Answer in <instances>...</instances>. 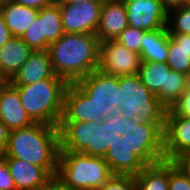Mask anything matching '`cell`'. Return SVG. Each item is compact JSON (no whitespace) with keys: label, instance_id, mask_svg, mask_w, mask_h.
Returning <instances> with one entry per match:
<instances>
[{"label":"cell","instance_id":"obj_1","mask_svg":"<svg viewBox=\"0 0 190 190\" xmlns=\"http://www.w3.org/2000/svg\"><path fill=\"white\" fill-rule=\"evenodd\" d=\"M59 151V127L34 122L10 131L7 147L0 155L43 167L55 178Z\"/></svg>","mask_w":190,"mask_h":190},{"label":"cell","instance_id":"obj_2","mask_svg":"<svg viewBox=\"0 0 190 190\" xmlns=\"http://www.w3.org/2000/svg\"><path fill=\"white\" fill-rule=\"evenodd\" d=\"M54 73L74 83L99 68L100 41L96 34L64 33L49 45Z\"/></svg>","mask_w":190,"mask_h":190},{"label":"cell","instance_id":"obj_3","mask_svg":"<svg viewBox=\"0 0 190 190\" xmlns=\"http://www.w3.org/2000/svg\"><path fill=\"white\" fill-rule=\"evenodd\" d=\"M68 82L55 75L33 84L13 86L21 104L33 122L59 127L64 110V94Z\"/></svg>","mask_w":190,"mask_h":190},{"label":"cell","instance_id":"obj_4","mask_svg":"<svg viewBox=\"0 0 190 190\" xmlns=\"http://www.w3.org/2000/svg\"><path fill=\"white\" fill-rule=\"evenodd\" d=\"M113 175L103 157L82 152L59 151L54 179L66 190H98Z\"/></svg>","mask_w":190,"mask_h":190},{"label":"cell","instance_id":"obj_5","mask_svg":"<svg viewBox=\"0 0 190 190\" xmlns=\"http://www.w3.org/2000/svg\"><path fill=\"white\" fill-rule=\"evenodd\" d=\"M118 85L122 116L142 122L165 123L167 108L141 82L138 74L118 76Z\"/></svg>","mask_w":190,"mask_h":190},{"label":"cell","instance_id":"obj_6","mask_svg":"<svg viewBox=\"0 0 190 190\" xmlns=\"http://www.w3.org/2000/svg\"><path fill=\"white\" fill-rule=\"evenodd\" d=\"M60 151L82 152L95 157H104L111 146L114 132L107 133L101 122H61Z\"/></svg>","mask_w":190,"mask_h":190},{"label":"cell","instance_id":"obj_7","mask_svg":"<svg viewBox=\"0 0 190 190\" xmlns=\"http://www.w3.org/2000/svg\"><path fill=\"white\" fill-rule=\"evenodd\" d=\"M92 100L93 122H102L119 112L122 102L118 76L94 70L89 75L75 82Z\"/></svg>","mask_w":190,"mask_h":190},{"label":"cell","instance_id":"obj_8","mask_svg":"<svg viewBox=\"0 0 190 190\" xmlns=\"http://www.w3.org/2000/svg\"><path fill=\"white\" fill-rule=\"evenodd\" d=\"M124 134L128 136L131 153L146 166L165 160L164 127L165 123L142 122L138 118L125 119Z\"/></svg>","mask_w":190,"mask_h":190},{"label":"cell","instance_id":"obj_9","mask_svg":"<svg viewBox=\"0 0 190 190\" xmlns=\"http://www.w3.org/2000/svg\"><path fill=\"white\" fill-rule=\"evenodd\" d=\"M64 35L61 11L55 1L39 9L34 23L21 36L22 40L33 50H48L52 42Z\"/></svg>","mask_w":190,"mask_h":190},{"label":"cell","instance_id":"obj_10","mask_svg":"<svg viewBox=\"0 0 190 190\" xmlns=\"http://www.w3.org/2000/svg\"><path fill=\"white\" fill-rule=\"evenodd\" d=\"M104 0L59 4L64 33L96 34Z\"/></svg>","mask_w":190,"mask_h":190},{"label":"cell","instance_id":"obj_11","mask_svg":"<svg viewBox=\"0 0 190 190\" xmlns=\"http://www.w3.org/2000/svg\"><path fill=\"white\" fill-rule=\"evenodd\" d=\"M139 53L128 50L116 40L100 42L99 70L110 75H134L141 67Z\"/></svg>","mask_w":190,"mask_h":190},{"label":"cell","instance_id":"obj_12","mask_svg":"<svg viewBox=\"0 0 190 190\" xmlns=\"http://www.w3.org/2000/svg\"><path fill=\"white\" fill-rule=\"evenodd\" d=\"M128 25L145 31L167 29L168 12L159 0H123Z\"/></svg>","mask_w":190,"mask_h":190},{"label":"cell","instance_id":"obj_13","mask_svg":"<svg viewBox=\"0 0 190 190\" xmlns=\"http://www.w3.org/2000/svg\"><path fill=\"white\" fill-rule=\"evenodd\" d=\"M190 148V118L178 115L172 108L166 110L164 127V157L174 161Z\"/></svg>","mask_w":190,"mask_h":190},{"label":"cell","instance_id":"obj_14","mask_svg":"<svg viewBox=\"0 0 190 190\" xmlns=\"http://www.w3.org/2000/svg\"><path fill=\"white\" fill-rule=\"evenodd\" d=\"M104 160L108 163L114 175L136 176L146 165L133 153L128 146V136L116 135L107 149Z\"/></svg>","mask_w":190,"mask_h":190},{"label":"cell","instance_id":"obj_15","mask_svg":"<svg viewBox=\"0 0 190 190\" xmlns=\"http://www.w3.org/2000/svg\"><path fill=\"white\" fill-rule=\"evenodd\" d=\"M3 158L7 162L16 190H40L54 179L43 167L27 163L21 159Z\"/></svg>","mask_w":190,"mask_h":190},{"label":"cell","instance_id":"obj_16","mask_svg":"<svg viewBox=\"0 0 190 190\" xmlns=\"http://www.w3.org/2000/svg\"><path fill=\"white\" fill-rule=\"evenodd\" d=\"M128 26L127 10L123 0H104L96 32L99 41L116 40Z\"/></svg>","mask_w":190,"mask_h":190},{"label":"cell","instance_id":"obj_17","mask_svg":"<svg viewBox=\"0 0 190 190\" xmlns=\"http://www.w3.org/2000/svg\"><path fill=\"white\" fill-rule=\"evenodd\" d=\"M55 75L48 50H36L31 52L28 60L11 79L10 84L24 86Z\"/></svg>","mask_w":190,"mask_h":190},{"label":"cell","instance_id":"obj_18","mask_svg":"<svg viewBox=\"0 0 190 190\" xmlns=\"http://www.w3.org/2000/svg\"><path fill=\"white\" fill-rule=\"evenodd\" d=\"M0 120L10 131L34 123L23 108L18 91L11 84L0 91Z\"/></svg>","mask_w":190,"mask_h":190},{"label":"cell","instance_id":"obj_19","mask_svg":"<svg viewBox=\"0 0 190 190\" xmlns=\"http://www.w3.org/2000/svg\"><path fill=\"white\" fill-rule=\"evenodd\" d=\"M61 122H93L92 100L75 82L65 90Z\"/></svg>","mask_w":190,"mask_h":190},{"label":"cell","instance_id":"obj_20","mask_svg":"<svg viewBox=\"0 0 190 190\" xmlns=\"http://www.w3.org/2000/svg\"><path fill=\"white\" fill-rule=\"evenodd\" d=\"M171 68L165 62L142 61L138 70L141 82L167 108V81Z\"/></svg>","mask_w":190,"mask_h":190},{"label":"cell","instance_id":"obj_21","mask_svg":"<svg viewBox=\"0 0 190 190\" xmlns=\"http://www.w3.org/2000/svg\"><path fill=\"white\" fill-rule=\"evenodd\" d=\"M0 13L12 36L21 37L34 23L39 9L5 1Z\"/></svg>","mask_w":190,"mask_h":190},{"label":"cell","instance_id":"obj_22","mask_svg":"<svg viewBox=\"0 0 190 190\" xmlns=\"http://www.w3.org/2000/svg\"><path fill=\"white\" fill-rule=\"evenodd\" d=\"M32 51L21 37L13 36L0 48V69L11 80L28 60Z\"/></svg>","mask_w":190,"mask_h":190},{"label":"cell","instance_id":"obj_23","mask_svg":"<svg viewBox=\"0 0 190 190\" xmlns=\"http://www.w3.org/2000/svg\"><path fill=\"white\" fill-rule=\"evenodd\" d=\"M142 61L167 62L168 58V29L146 31L141 47Z\"/></svg>","mask_w":190,"mask_h":190},{"label":"cell","instance_id":"obj_24","mask_svg":"<svg viewBox=\"0 0 190 190\" xmlns=\"http://www.w3.org/2000/svg\"><path fill=\"white\" fill-rule=\"evenodd\" d=\"M137 190H168L169 161L146 166L135 176Z\"/></svg>","mask_w":190,"mask_h":190},{"label":"cell","instance_id":"obj_25","mask_svg":"<svg viewBox=\"0 0 190 190\" xmlns=\"http://www.w3.org/2000/svg\"><path fill=\"white\" fill-rule=\"evenodd\" d=\"M166 64L174 71L185 74L190 70V55L185 49V34H169Z\"/></svg>","mask_w":190,"mask_h":190},{"label":"cell","instance_id":"obj_26","mask_svg":"<svg viewBox=\"0 0 190 190\" xmlns=\"http://www.w3.org/2000/svg\"><path fill=\"white\" fill-rule=\"evenodd\" d=\"M167 29H168L169 34L190 35V5L189 4L184 5L183 7H180V8L172 9L168 12Z\"/></svg>","mask_w":190,"mask_h":190},{"label":"cell","instance_id":"obj_27","mask_svg":"<svg viewBox=\"0 0 190 190\" xmlns=\"http://www.w3.org/2000/svg\"><path fill=\"white\" fill-rule=\"evenodd\" d=\"M184 91L185 74L170 69L167 81V109L174 106Z\"/></svg>","mask_w":190,"mask_h":190},{"label":"cell","instance_id":"obj_28","mask_svg":"<svg viewBox=\"0 0 190 190\" xmlns=\"http://www.w3.org/2000/svg\"><path fill=\"white\" fill-rule=\"evenodd\" d=\"M145 32V30L128 26L120 33L116 41L124 45L128 50L140 54Z\"/></svg>","mask_w":190,"mask_h":190},{"label":"cell","instance_id":"obj_29","mask_svg":"<svg viewBox=\"0 0 190 190\" xmlns=\"http://www.w3.org/2000/svg\"><path fill=\"white\" fill-rule=\"evenodd\" d=\"M168 190H190V176L174 161H169Z\"/></svg>","mask_w":190,"mask_h":190},{"label":"cell","instance_id":"obj_30","mask_svg":"<svg viewBox=\"0 0 190 190\" xmlns=\"http://www.w3.org/2000/svg\"><path fill=\"white\" fill-rule=\"evenodd\" d=\"M98 190H137L135 176L113 175Z\"/></svg>","mask_w":190,"mask_h":190},{"label":"cell","instance_id":"obj_31","mask_svg":"<svg viewBox=\"0 0 190 190\" xmlns=\"http://www.w3.org/2000/svg\"><path fill=\"white\" fill-rule=\"evenodd\" d=\"M125 119H128V118H125L118 112L112 117L104 118L101 123L102 125H106L107 133L114 132L116 135H119L120 137H122L126 129L124 126Z\"/></svg>","mask_w":190,"mask_h":190},{"label":"cell","instance_id":"obj_32","mask_svg":"<svg viewBox=\"0 0 190 190\" xmlns=\"http://www.w3.org/2000/svg\"><path fill=\"white\" fill-rule=\"evenodd\" d=\"M0 190H16L6 160L0 155Z\"/></svg>","mask_w":190,"mask_h":190},{"label":"cell","instance_id":"obj_33","mask_svg":"<svg viewBox=\"0 0 190 190\" xmlns=\"http://www.w3.org/2000/svg\"><path fill=\"white\" fill-rule=\"evenodd\" d=\"M172 109L178 115L190 118V91H184Z\"/></svg>","mask_w":190,"mask_h":190},{"label":"cell","instance_id":"obj_34","mask_svg":"<svg viewBox=\"0 0 190 190\" xmlns=\"http://www.w3.org/2000/svg\"><path fill=\"white\" fill-rule=\"evenodd\" d=\"M5 1H10L13 3L21 4L35 9H42L43 7L51 5L56 0H5Z\"/></svg>","mask_w":190,"mask_h":190},{"label":"cell","instance_id":"obj_35","mask_svg":"<svg viewBox=\"0 0 190 190\" xmlns=\"http://www.w3.org/2000/svg\"><path fill=\"white\" fill-rule=\"evenodd\" d=\"M174 162L190 176V148L179 155Z\"/></svg>","mask_w":190,"mask_h":190},{"label":"cell","instance_id":"obj_36","mask_svg":"<svg viewBox=\"0 0 190 190\" xmlns=\"http://www.w3.org/2000/svg\"><path fill=\"white\" fill-rule=\"evenodd\" d=\"M12 34L10 30L8 29L1 13H0V48L7 43L11 38Z\"/></svg>","mask_w":190,"mask_h":190},{"label":"cell","instance_id":"obj_37","mask_svg":"<svg viewBox=\"0 0 190 190\" xmlns=\"http://www.w3.org/2000/svg\"><path fill=\"white\" fill-rule=\"evenodd\" d=\"M10 130L0 120V154L6 149L9 140Z\"/></svg>","mask_w":190,"mask_h":190},{"label":"cell","instance_id":"obj_38","mask_svg":"<svg viewBox=\"0 0 190 190\" xmlns=\"http://www.w3.org/2000/svg\"><path fill=\"white\" fill-rule=\"evenodd\" d=\"M163 7L169 12L172 9L183 7L187 5L186 0H159Z\"/></svg>","mask_w":190,"mask_h":190},{"label":"cell","instance_id":"obj_39","mask_svg":"<svg viewBox=\"0 0 190 190\" xmlns=\"http://www.w3.org/2000/svg\"><path fill=\"white\" fill-rule=\"evenodd\" d=\"M40 190H66L57 180L53 179L47 186Z\"/></svg>","mask_w":190,"mask_h":190},{"label":"cell","instance_id":"obj_40","mask_svg":"<svg viewBox=\"0 0 190 190\" xmlns=\"http://www.w3.org/2000/svg\"><path fill=\"white\" fill-rule=\"evenodd\" d=\"M11 83L10 78L0 69V91Z\"/></svg>","mask_w":190,"mask_h":190},{"label":"cell","instance_id":"obj_41","mask_svg":"<svg viewBox=\"0 0 190 190\" xmlns=\"http://www.w3.org/2000/svg\"><path fill=\"white\" fill-rule=\"evenodd\" d=\"M89 0H56L58 4H78Z\"/></svg>","mask_w":190,"mask_h":190},{"label":"cell","instance_id":"obj_42","mask_svg":"<svg viewBox=\"0 0 190 190\" xmlns=\"http://www.w3.org/2000/svg\"><path fill=\"white\" fill-rule=\"evenodd\" d=\"M185 91H190V70L185 73Z\"/></svg>","mask_w":190,"mask_h":190},{"label":"cell","instance_id":"obj_43","mask_svg":"<svg viewBox=\"0 0 190 190\" xmlns=\"http://www.w3.org/2000/svg\"><path fill=\"white\" fill-rule=\"evenodd\" d=\"M185 49L190 55V35L185 34Z\"/></svg>","mask_w":190,"mask_h":190},{"label":"cell","instance_id":"obj_44","mask_svg":"<svg viewBox=\"0 0 190 190\" xmlns=\"http://www.w3.org/2000/svg\"><path fill=\"white\" fill-rule=\"evenodd\" d=\"M5 0H0V8L4 5Z\"/></svg>","mask_w":190,"mask_h":190}]
</instances>
